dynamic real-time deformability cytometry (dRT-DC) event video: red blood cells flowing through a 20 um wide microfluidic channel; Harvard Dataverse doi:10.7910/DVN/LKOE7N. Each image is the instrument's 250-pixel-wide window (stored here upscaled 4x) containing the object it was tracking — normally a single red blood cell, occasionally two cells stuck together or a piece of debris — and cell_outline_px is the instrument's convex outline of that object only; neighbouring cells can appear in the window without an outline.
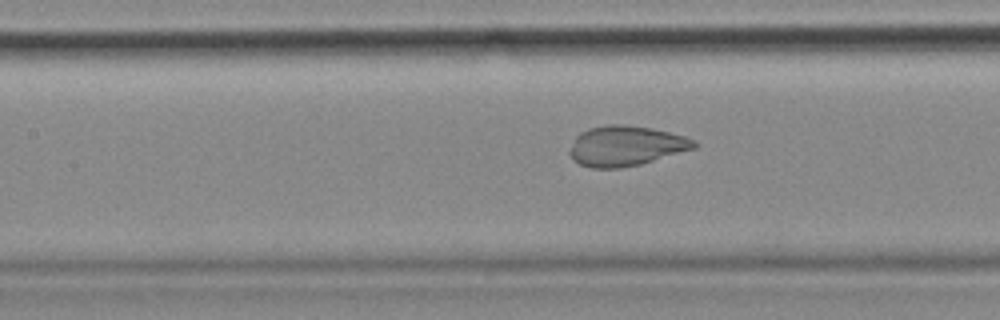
{"species": "common noctule bat (a hibernating species)", "species_latin": "Nyctalus noctula", "temperature_condition": "cold", "stored_images_in_passage": 55, "camera_frame_rate_fps": 3000, "um_per_image_px": 0.085, "animal": {"sex": "female", "body_mass_g": 18.4}, "frame": {"image": 1, "passage_image": 24, "time_ms": 7.667, "image_size_px": [1000, 320], "cell_outline_px": [[700, 144], [696, 148], [640, 164], [620, 168], [592, 168], [580, 164], [572, 160], [568, 152], [576, 136], [580, 132], [588, 128], [608, 124], [624, 124], [652, 128], [684, 136], [696, 140]], "centroid_in_image_um": [53.19, 12.39], "position_along_channel_um": 154.2, "area_um2": 29.25}}